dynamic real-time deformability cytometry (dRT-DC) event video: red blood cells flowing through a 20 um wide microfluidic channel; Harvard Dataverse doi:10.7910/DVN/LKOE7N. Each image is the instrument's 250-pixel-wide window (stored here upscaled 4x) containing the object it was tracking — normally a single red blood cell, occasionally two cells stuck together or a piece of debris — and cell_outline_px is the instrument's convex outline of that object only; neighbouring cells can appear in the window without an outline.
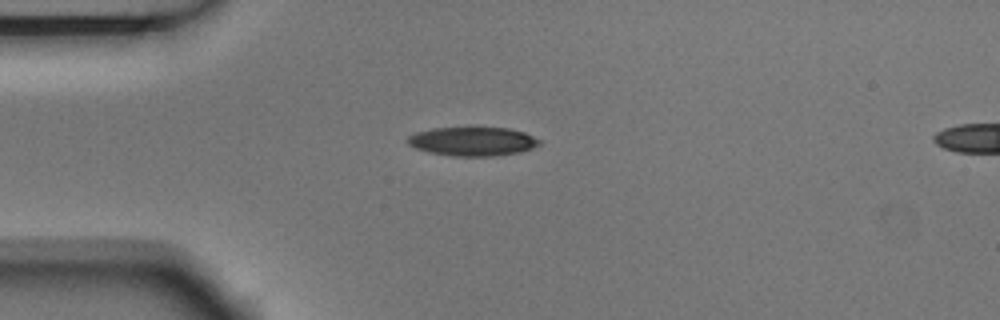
{"species": "Egyptian fruit bat (a non-hibernating species)", "species_latin": "Rousettus aegyptiacus", "temperature_condition": "room temperature", "stored_images_in_passage": 2, "segment_of_instrument_passage": [1, 2], "camera_frame_rate_fps": 3000, "um_per_image_px": 0.085, "animal": {"sex": "male"}, "frame": {"image": 1, "passage_image": 1, "time_ms": 0.0, "image_size_px": [1000, 320], "cell_outline_px": [[544, 140], [540, 144], [532, 148], [520, 152], [496, 156], [452, 156], [428, 152], [416, 148], [408, 144], [404, 140], [408, 136], [416, 132], [432, 128], [508, 128], [524, 132]], "centroid_in_image_um": [40.18, 12.02], "position_along_channel_um": 44.8, "area_um2": 22.37}}